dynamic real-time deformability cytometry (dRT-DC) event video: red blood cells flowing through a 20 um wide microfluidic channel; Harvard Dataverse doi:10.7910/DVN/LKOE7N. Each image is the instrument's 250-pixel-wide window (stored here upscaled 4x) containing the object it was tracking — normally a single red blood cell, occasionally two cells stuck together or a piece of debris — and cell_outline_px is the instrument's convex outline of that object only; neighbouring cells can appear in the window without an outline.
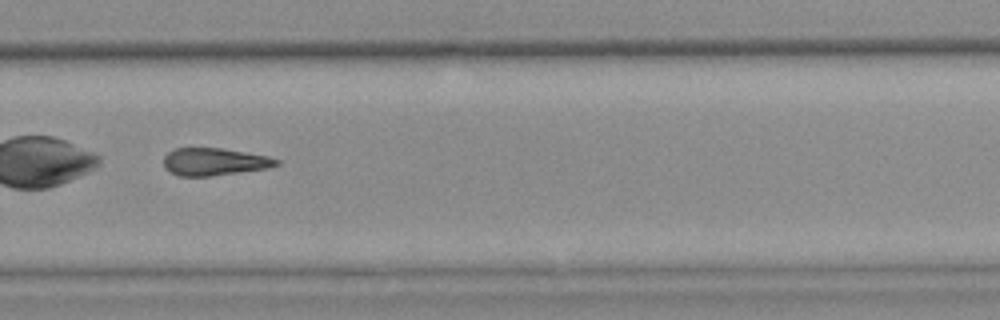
{"species": "common noctule bat (a hibernating species)", "species_latin": "Nyctalus noctula", "temperature_condition": "warm", "stored_images_in_passage": 27, "camera_frame_rate_fps": 3000, "um_per_image_px": 0.085, "animal": {"sex": "female", "body_mass_g": 25.1}, "frame": {"image": 1, "passage_image": 20, "time_ms": 6.333, "image_size_px": [1000, 320], "cell_outline_px": [[280, 164], [268, 168], [208, 176], [180, 176], [164, 168], [164, 156], [168, 152], [176, 148], [224, 148], [268, 156], [280, 160]], "centroid_in_image_um": [18.23, 13.74], "position_along_channel_um": 311.6, "area_um2": 17.98}}